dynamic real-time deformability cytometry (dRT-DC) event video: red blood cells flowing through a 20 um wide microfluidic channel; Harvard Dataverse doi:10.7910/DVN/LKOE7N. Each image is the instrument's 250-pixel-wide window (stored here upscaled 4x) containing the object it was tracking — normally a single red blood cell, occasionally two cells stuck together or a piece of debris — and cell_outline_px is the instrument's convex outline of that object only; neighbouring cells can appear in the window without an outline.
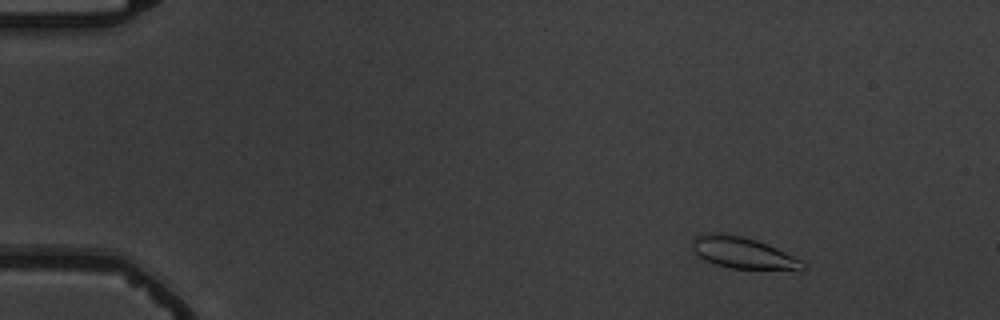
{"species": "common noctule bat (a hibernating species)", "species_latin": "Nyctalus noctula", "temperature_condition": "warm", "stored_images_in_passage": 7, "camera_frame_rate_fps": 3000, "um_per_image_px": 0.085, "animal": {"sex": "male", "body_mass_g": 19.5, "forearm_length_mm": 54.6}, "frame": {"image": 1, "passage_image": 3, "time_ms": 2.333, "image_size_px": [1000, 320], "cell_outline_px": [[808, 264], [804, 268], [732, 268], [716, 264], [704, 260], [692, 248], [692, 240], [696, 236], [704, 232], [724, 232], [756, 240], [776, 248]], "centroid_in_image_um": [63.04, 21.44], "position_along_channel_um": 22.0, "area_um2": 19.65}}
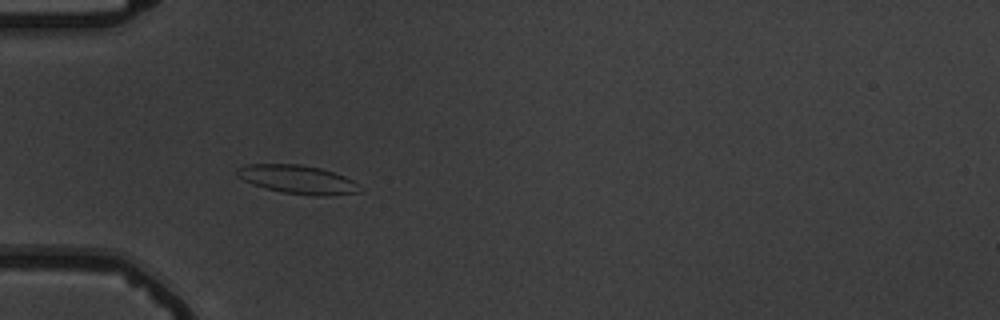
{"frame": {"image": 2, "passage_image": 6, "time_ms": 6.0, "image_size_px": [1000, 320], "cell_outline_px": [[360, 192], [324, 196], [316, 196], [284, 192], [264, 188], [252, 184], [236, 176], [236, 168], [248, 164], [300, 164], [320, 168], [344, 176], [352, 180], [356, 184]], "centroid_in_image_um": [25.24, 15.25], "position_along_channel_um": 59.8, "area_um2": 20.23}}